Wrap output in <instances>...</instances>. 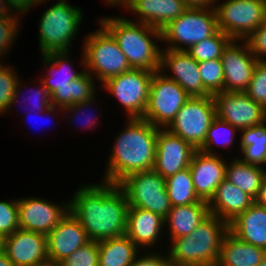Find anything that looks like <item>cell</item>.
I'll return each mask as SVG.
<instances>
[{"instance_id": "obj_15", "label": "cell", "mask_w": 266, "mask_h": 266, "mask_svg": "<svg viewBox=\"0 0 266 266\" xmlns=\"http://www.w3.org/2000/svg\"><path fill=\"white\" fill-rule=\"evenodd\" d=\"M237 42V43H236ZM231 40L224 48L221 61L224 71V91L245 92L249 86L258 60L245 41ZM244 43V44H243Z\"/></svg>"}, {"instance_id": "obj_35", "label": "cell", "mask_w": 266, "mask_h": 266, "mask_svg": "<svg viewBox=\"0 0 266 266\" xmlns=\"http://www.w3.org/2000/svg\"><path fill=\"white\" fill-rule=\"evenodd\" d=\"M237 131H239V130L236 127H234L231 124H229L228 122L220 120L216 117L212 121V124L210 125V127L208 129L207 134H206V138H205L204 143H203V146L199 149V151H201L205 154L217 155V153L213 150V148H214L213 146L214 145L215 146L221 145V146H224L225 148L227 146L230 147L233 144V141L235 138V133ZM225 133H226V135H225ZM223 135H224V137H223ZM221 136H222V138H220ZM219 140H220V143H219Z\"/></svg>"}, {"instance_id": "obj_40", "label": "cell", "mask_w": 266, "mask_h": 266, "mask_svg": "<svg viewBox=\"0 0 266 266\" xmlns=\"http://www.w3.org/2000/svg\"><path fill=\"white\" fill-rule=\"evenodd\" d=\"M19 18L20 16H13L9 18L0 17V56L9 52L11 49V44H13L18 34L17 30L19 29ZM10 47V48H9ZM9 48V50H8ZM8 50V51H7Z\"/></svg>"}, {"instance_id": "obj_28", "label": "cell", "mask_w": 266, "mask_h": 266, "mask_svg": "<svg viewBox=\"0 0 266 266\" xmlns=\"http://www.w3.org/2000/svg\"><path fill=\"white\" fill-rule=\"evenodd\" d=\"M98 248V266H130L141 252L126 234L100 241Z\"/></svg>"}, {"instance_id": "obj_10", "label": "cell", "mask_w": 266, "mask_h": 266, "mask_svg": "<svg viewBox=\"0 0 266 266\" xmlns=\"http://www.w3.org/2000/svg\"><path fill=\"white\" fill-rule=\"evenodd\" d=\"M214 9L219 30L232 40H245L266 21V0H226Z\"/></svg>"}, {"instance_id": "obj_3", "label": "cell", "mask_w": 266, "mask_h": 266, "mask_svg": "<svg viewBox=\"0 0 266 266\" xmlns=\"http://www.w3.org/2000/svg\"><path fill=\"white\" fill-rule=\"evenodd\" d=\"M102 24L115 38L133 69L160 71L161 52L153 39L162 40L160 29L125 17H103Z\"/></svg>"}, {"instance_id": "obj_44", "label": "cell", "mask_w": 266, "mask_h": 266, "mask_svg": "<svg viewBox=\"0 0 266 266\" xmlns=\"http://www.w3.org/2000/svg\"><path fill=\"white\" fill-rule=\"evenodd\" d=\"M95 97L96 96H94V97H92L91 99H88V100H85V101H83V102H79V103H73L72 105H69V106H66V107H64L63 108V111L64 112H68V111H70V112H73V114H75V115H73V117H74V119H75V116H76V118H78V116L80 115L79 113H83L85 110H86V108H88V106H89V108L90 107H92V106H90V104L92 105V104H94L93 102L94 101H96L95 100ZM83 109H85V110H83ZM92 109V108H91ZM83 110V111H82ZM82 111V112H81ZM86 112V111H85ZM77 113H78V116H77ZM94 116V115H93ZM80 117V116H79ZM96 117V116H95ZM79 119V118H78ZM77 119V120H78ZM96 120L97 119H95V118H88V122L86 121V125H85V127L86 128H93L94 127V124H96L95 122H96ZM73 121V120H72ZM78 121H80V120H78ZM95 121V122H94Z\"/></svg>"}, {"instance_id": "obj_22", "label": "cell", "mask_w": 266, "mask_h": 266, "mask_svg": "<svg viewBox=\"0 0 266 266\" xmlns=\"http://www.w3.org/2000/svg\"><path fill=\"white\" fill-rule=\"evenodd\" d=\"M254 202L255 199L252 196L224 179L208 201V206L210 214L221 218L229 224L239 214L245 212Z\"/></svg>"}, {"instance_id": "obj_21", "label": "cell", "mask_w": 266, "mask_h": 266, "mask_svg": "<svg viewBox=\"0 0 266 266\" xmlns=\"http://www.w3.org/2000/svg\"><path fill=\"white\" fill-rule=\"evenodd\" d=\"M137 14L141 22L162 30L179 17L188 6L183 0H128L126 9Z\"/></svg>"}, {"instance_id": "obj_23", "label": "cell", "mask_w": 266, "mask_h": 266, "mask_svg": "<svg viewBox=\"0 0 266 266\" xmlns=\"http://www.w3.org/2000/svg\"><path fill=\"white\" fill-rule=\"evenodd\" d=\"M165 219L138 207H128L126 235L138 247H153L160 240ZM159 238V239H158Z\"/></svg>"}, {"instance_id": "obj_50", "label": "cell", "mask_w": 266, "mask_h": 266, "mask_svg": "<svg viewBox=\"0 0 266 266\" xmlns=\"http://www.w3.org/2000/svg\"><path fill=\"white\" fill-rule=\"evenodd\" d=\"M105 2H107V4L111 5H115L116 6H123L124 8H126L127 5V1L128 0H104Z\"/></svg>"}, {"instance_id": "obj_43", "label": "cell", "mask_w": 266, "mask_h": 266, "mask_svg": "<svg viewBox=\"0 0 266 266\" xmlns=\"http://www.w3.org/2000/svg\"><path fill=\"white\" fill-rule=\"evenodd\" d=\"M138 257L135 258L130 266H173L168 254L164 256L160 252L159 254L152 252Z\"/></svg>"}, {"instance_id": "obj_20", "label": "cell", "mask_w": 266, "mask_h": 266, "mask_svg": "<svg viewBox=\"0 0 266 266\" xmlns=\"http://www.w3.org/2000/svg\"><path fill=\"white\" fill-rule=\"evenodd\" d=\"M226 162L221 156L205 154L197 150L191 160L189 169L197 196L209 201L217 186L225 179Z\"/></svg>"}, {"instance_id": "obj_5", "label": "cell", "mask_w": 266, "mask_h": 266, "mask_svg": "<svg viewBox=\"0 0 266 266\" xmlns=\"http://www.w3.org/2000/svg\"><path fill=\"white\" fill-rule=\"evenodd\" d=\"M82 17V9L72 6L66 0H60L45 10L38 25L39 49L42 56L69 52Z\"/></svg>"}, {"instance_id": "obj_36", "label": "cell", "mask_w": 266, "mask_h": 266, "mask_svg": "<svg viewBox=\"0 0 266 266\" xmlns=\"http://www.w3.org/2000/svg\"><path fill=\"white\" fill-rule=\"evenodd\" d=\"M204 88L214 95L224 91V71L221 59L198 62Z\"/></svg>"}, {"instance_id": "obj_48", "label": "cell", "mask_w": 266, "mask_h": 266, "mask_svg": "<svg viewBox=\"0 0 266 266\" xmlns=\"http://www.w3.org/2000/svg\"><path fill=\"white\" fill-rule=\"evenodd\" d=\"M14 14H11V10L9 9L6 0H0V17L9 18L13 17Z\"/></svg>"}, {"instance_id": "obj_9", "label": "cell", "mask_w": 266, "mask_h": 266, "mask_svg": "<svg viewBox=\"0 0 266 266\" xmlns=\"http://www.w3.org/2000/svg\"><path fill=\"white\" fill-rule=\"evenodd\" d=\"M125 192L128 204L167 217L171 203L165 178L154 170L128 175L118 184Z\"/></svg>"}, {"instance_id": "obj_4", "label": "cell", "mask_w": 266, "mask_h": 266, "mask_svg": "<svg viewBox=\"0 0 266 266\" xmlns=\"http://www.w3.org/2000/svg\"><path fill=\"white\" fill-rule=\"evenodd\" d=\"M229 224L210 214L187 236L171 240L168 253L173 266H216Z\"/></svg>"}, {"instance_id": "obj_45", "label": "cell", "mask_w": 266, "mask_h": 266, "mask_svg": "<svg viewBox=\"0 0 266 266\" xmlns=\"http://www.w3.org/2000/svg\"><path fill=\"white\" fill-rule=\"evenodd\" d=\"M6 2L9 9L11 11L13 10V14H17V16H21L23 14L25 15V13H28V10L31 9V7H33L34 5L38 6L35 0H6Z\"/></svg>"}, {"instance_id": "obj_8", "label": "cell", "mask_w": 266, "mask_h": 266, "mask_svg": "<svg viewBox=\"0 0 266 266\" xmlns=\"http://www.w3.org/2000/svg\"><path fill=\"white\" fill-rule=\"evenodd\" d=\"M215 118L216 107L213 95L190 97L166 129L199 150Z\"/></svg>"}, {"instance_id": "obj_19", "label": "cell", "mask_w": 266, "mask_h": 266, "mask_svg": "<svg viewBox=\"0 0 266 266\" xmlns=\"http://www.w3.org/2000/svg\"><path fill=\"white\" fill-rule=\"evenodd\" d=\"M4 253L15 266H36L49 260L46 236L22 229L4 238Z\"/></svg>"}, {"instance_id": "obj_31", "label": "cell", "mask_w": 266, "mask_h": 266, "mask_svg": "<svg viewBox=\"0 0 266 266\" xmlns=\"http://www.w3.org/2000/svg\"><path fill=\"white\" fill-rule=\"evenodd\" d=\"M93 78L87 71H84L80 77L69 82L66 88H60L51 95L52 106L58 107L61 112L66 106L94 97L96 87Z\"/></svg>"}, {"instance_id": "obj_12", "label": "cell", "mask_w": 266, "mask_h": 266, "mask_svg": "<svg viewBox=\"0 0 266 266\" xmlns=\"http://www.w3.org/2000/svg\"><path fill=\"white\" fill-rule=\"evenodd\" d=\"M154 72L131 69L102 83V88L112 93L126 110L127 118H143Z\"/></svg>"}, {"instance_id": "obj_16", "label": "cell", "mask_w": 266, "mask_h": 266, "mask_svg": "<svg viewBox=\"0 0 266 266\" xmlns=\"http://www.w3.org/2000/svg\"><path fill=\"white\" fill-rule=\"evenodd\" d=\"M196 151L179 136L172 134L166 128H159L153 170L166 179L188 168Z\"/></svg>"}, {"instance_id": "obj_17", "label": "cell", "mask_w": 266, "mask_h": 266, "mask_svg": "<svg viewBox=\"0 0 266 266\" xmlns=\"http://www.w3.org/2000/svg\"><path fill=\"white\" fill-rule=\"evenodd\" d=\"M171 71V75L164 73ZM160 71L177 82L190 97H204L211 94L204 88L198 62L186 51L162 49Z\"/></svg>"}, {"instance_id": "obj_11", "label": "cell", "mask_w": 266, "mask_h": 266, "mask_svg": "<svg viewBox=\"0 0 266 266\" xmlns=\"http://www.w3.org/2000/svg\"><path fill=\"white\" fill-rule=\"evenodd\" d=\"M189 98L177 82L168 79L161 71L154 72L147 108L142 119L156 127L166 128Z\"/></svg>"}, {"instance_id": "obj_46", "label": "cell", "mask_w": 266, "mask_h": 266, "mask_svg": "<svg viewBox=\"0 0 266 266\" xmlns=\"http://www.w3.org/2000/svg\"><path fill=\"white\" fill-rule=\"evenodd\" d=\"M255 203L261 206H266V169L262 179L261 187L255 198Z\"/></svg>"}, {"instance_id": "obj_14", "label": "cell", "mask_w": 266, "mask_h": 266, "mask_svg": "<svg viewBox=\"0 0 266 266\" xmlns=\"http://www.w3.org/2000/svg\"><path fill=\"white\" fill-rule=\"evenodd\" d=\"M61 205L42 198H19V229L46 236L69 211V202Z\"/></svg>"}, {"instance_id": "obj_42", "label": "cell", "mask_w": 266, "mask_h": 266, "mask_svg": "<svg viewBox=\"0 0 266 266\" xmlns=\"http://www.w3.org/2000/svg\"><path fill=\"white\" fill-rule=\"evenodd\" d=\"M39 81H40L39 83L41 86H39V89H36L34 94H33L35 97V102L32 101V102H34L32 104V106H34V108L37 109V111H39V113L44 112V114H48V113L50 114V112H53L55 109L57 111L58 107L52 106L51 95L49 94L48 90L44 87V84L42 83V81L41 80H39ZM32 97L33 96H29V99L27 98L28 101H31L30 98H32ZM32 100H33V98H32Z\"/></svg>"}, {"instance_id": "obj_34", "label": "cell", "mask_w": 266, "mask_h": 266, "mask_svg": "<svg viewBox=\"0 0 266 266\" xmlns=\"http://www.w3.org/2000/svg\"><path fill=\"white\" fill-rule=\"evenodd\" d=\"M232 39L221 30L215 35L192 45L186 52L197 62L221 59L224 48Z\"/></svg>"}, {"instance_id": "obj_1", "label": "cell", "mask_w": 266, "mask_h": 266, "mask_svg": "<svg viewBox=\"0 0 266 266\" xmlns=\"http://www.w3.org/2000/svg\"><path fill=\"white\" fill-rule=\"evenodd\" d=\"M128 207L124 190L118 184L104 181L79 187L69 201V212L94 242L126 234Z\"/></svg>"}, {"instance_id": "obj_47", "label": "cell", "mask_w": 266, "mask_h": 266, "mask_svg": "<svg viewBox=\"0 0 266 266\" xmlns=\"http://www.w3.org/2000/svg\"><path fill=\"white\" fill-rule=\"evenodd\" d=\"M188 7H210L214 6L218 0H183Z\"/></svg>"}, {"instance_id": "obj_6", "label": "cell", "mask_w": 266, "mask_h": 266, "mask_svg": "<svg viewBox=\"0 0 266 266\" xmlns=\"http://www.w3.org/2000/svg\"><path fill=\"white\" fill-rule=\"evenodd\" d=\"M81 49L84 70L91 76L95 73L93 77L101 83L132 69L117 41L102 24L99 30L88 34Z\"/></svg>"}, {"instance_id": "obj_24", "label": "cell", "mask_w": 266, "mask_h": 266, "mask_svg": "<svg viewBox=\"0 0 266 266\" xmlns=\"http://www.w3.org/2000/svg\"><path fill=\"white\" fill-rule=\"evenodd\" d=\"M229 231L240 240L266 250V206L254 202L229 223Z\"/></svg>"}, {"instance_id": "obj_26", "label": "cell", "mask_w": 266, "mask_h": 266, "mask_svg": "<svg viewBox=\"0 0 266 266\" xmlns=\"http://www.w3.org/2000/svg\"><path fill=\"white\" fill-rule=\"evenodd\" d=\"M210 215L207 201L194 204L172 206L165 225L169 224L170 240L190 235L196 227Z\"/></svg>"}, {"instance_id": "obj_30", "label": "cell", "mask_w": 266, "mask_h": 266, "mask_svg": "<svg viewBox=\"0 0 266 266\" xmlns=\"http://www.w3.org/2000/svg\"><path fill=\"white\" fill-rule=\"evenodd\" d=\"M240 159L248 164L261 166L266 163V121L240 130Z\"/></svg>"}, {"instance_id": "obj_38", "label": "cell", "mask_w": 266, "mask_h": 266, "mask_svg": "<svg viewBox=\"0 0 266 266\" xmlns=\"http://www.w3.org/2000/svg\"><path fill=\"white\" fill-rule=\"evenodd\" d=\"M245 93L266 109V61H258Z\"/></svg>"}, {"instance_id": "obj_52", "label": "cell", "mask_w": 266, "mask_h": 266, "mask_svg": "<svg viewBox=\"0 0 266 266\" xmlns=\"http://www.w3.org/2000/svg\"><path fill=\"white\" fill-rule=\"evenodd\" d=\"M4 252V237L0 234V253Z\"/></svg>"}, {"instance_id": "obj_33", "label": "cell", "mask_w": 266, "mask_h": 266, "mask_svg": "<svg viewBox=\"0 0 266 266\" xmlns=\"http://www.w3.org/2000/svg\"><path fill=\"white\" fill-rule=\"evenodd\" d=\"M14 67L0 63V115L8 112L12 105L17 104L20 97V79ZM20 91V92H19Z\"/></svg>"}, {"instance_id": "obj_13", "label": "cell", "mask_w": 266, "mask_h": 266, "mask_svg": "<svg viewBox=\"0 0 266 266\" xmlns=\"http://www.w3.org/2000/svg\"><path fill=\"white\" fill-rule=\"evenodd\" d=\"M216 117L239 131L266 121V109L245 92H218L213 95Z\"/></svg>"}, {"instance_id": "obj_37", "label": "cell", "mask_w": 266, "mask_h": 266, "mask_svg": "<svg viewBox=\"0 0 266 266\" xmlns=\"http://www.w3.org/2000/svg\"><path fill=\"white\" fill-rule=\"evenodd\" d=\"M98 242L90 241L59 263V266H98Z\"/></svg>"}, {"instance_id": "obj_18", "label": "cell", "mask_w": 266, "mask_h": 266, "mask_svg": "<svg viewBox=\"0 0 266 266\" xmlns=\"http://www.w3.org/2000/svg\"><path fill=\"white\" fill-rule=\"evenodd\" d=\"M46 239L49 261L56 264L90 242L80 221L69 211L46 235Z\"/></svg>"}, {"instance_id": "obj_27", "label": "cell", "mask_w": 266, "mask_h": 266, "mask_svg": "<svg viewBox=\"0 0 266 266\" xmlns=\"http://www.w3.org/2000/svg\"><path fill=\"white\" fill-rule=\"evenodd\" d=\"M69 57L68 52L50 53L42 56L44 68H46L47 72H51L40 79L50 95L60 90V88H66L69 82H72L84 73L85 70L80 72L74 71L70 65Z\"/></svg>"}, {"instance_id": "obj_29", "label": "cell", "mask_w": 266, "mask_h": 266, "mask_svg": "<svg viewBox=\"0 0 266 266\" xmlns=\"http://www.w3.org/2000/svg\"><path fill=\"white\" fill-rule=\"evenodd\" d=\"M228 164L225 179L255 199L261 187L264 167L245 163L237 157Z\"/></svg>"}, {"instance_id": "obj_41", "label": "cell", "mask_w": 266, "mask_h": 266, "mask_svg": "<svg viewBox=\"0 0 266 266\" xmlns=\"http://www.w3.org/2000/svg\"><path fill=\"white\" fill-rule=\"evenodd\" d=\"M249 50L258 61H266V21L256 28L245 40Z\"/></svg>"}, {"instance_id": "obj_39", "label": "cell", "mask_w": 266, "mask_h": 266, "mask_svg": "<svg viewBox=\"0 0 266 266\" xmlns=\"http://www.w3.org/2000/svg\"><path fill=\"white\" fill-rule=\"evenodd\" d=\"M19 229L18 199L0 201V234L5 238Z\"/></svg>"}, {"instance_id": "obj_7", "label": "cell", "mask_w": 266, "mask_h": 266, "mask_svg": "<svg viewBox=\"0 0 266 266\" xmlns=\"http://www.w3.org/2000/svg\"><path fill=\"white\" fill-rule=\"evenodd\" d=\"M218 31L214 6L188 7L161 30L162 41L170 44L165 47L176 51H187L192 45L215 35Z\"/></svg>"}, {"instance_id": "obj_25", "label": "cell", "mask_w": 266, "mask_h": 266, "mask_svg": "<svg viewBox=\"0 0 266 266\" xmlns=\"http://www.w3.org/2000/svg\"><path fill=\"white\" fill-rule=\"evenodd\" d=\"M266 250L240 240L230 231L224 236L216 266H258Z\"/></svg>"}, {"instance_id": "obj_2", "label": "cell", "mask_w": 266, "mask_h": 266, "mask_svg": "<svg viewBox=\"0 0 266 266\" xmlns=\"http://www.w3.org/2000/svg\"><path fill=\"white\" fill-rule=\"evenodd\" d=\"M108 159L104 182L119 184L128 175L153 170L159 127L142 118H129Z\"/></svg>"}, {"instance_id": "obj_32", "label": "cell", "mask_w": 266, "mask_h": 266, "mask_svg": "<svg viewBox=\"0 0 266 266\" xmlns=\"http://www.w3.org/2000/svg\"><path fill=\"white\" fill-rule=\"evenodd\" d=\"M165 182L171 206H182L204 201L195 193L189 167L166 178Z\"/></svg>"}, {"instance_id": "obj_51", "label": "cell", "mask_w": 266, "mask_h": 266, "mask_svg": "<svg viewBox=\"0 0 266 266\" xmlns=\"http://www.w3.org/2000/svg\"><path fill=\"white\" fill-rule=\"evenodd\" d=\"M36 266H59V264L53 263L52 261H46L44 263L38 264Z\"/></svg>"}, {"instance_id": "obj_54", "label": "cell", "mask_w": 266, "mask_h": 266, "mask_svg": "<svg viewBox=\"0 0 266 266\" xmlns=\"http://www.w3.org/2000/svg\"><path fill=\"white\" fill-rule=\"evenodd\" d=\"M35 1H36V3L39 5V4H42L43 2L46 3L47 0H35Z\"/></svg>"}, {"instance_id": "obj_49", "label": "cell", "mask_w": 266, "mask_h": 266, "mask_svg": "<svg viewBox=\"0 0 266 266\" xmlns=\"http://www.w3.org/2000/svg\"><path fill=\"white\" fill-rule=\"evenodd\" d=\"M0 266H15V265L3 252V253H0Z\"/></svg>"}, {"instance_id": "obj_53", "label": "cell", "mask_w": 266, "mask_h": 266, "mask_svg": "<svg viewBox=\"0 0 266 266\" xmlns=\"http://www.w3.org/2000/svg\"><path fill=\"white\" fill-rule=\"evenodd\" d=\"M258 266H266V255H265L263 261Z\"/></svg>"}]
</instances>
